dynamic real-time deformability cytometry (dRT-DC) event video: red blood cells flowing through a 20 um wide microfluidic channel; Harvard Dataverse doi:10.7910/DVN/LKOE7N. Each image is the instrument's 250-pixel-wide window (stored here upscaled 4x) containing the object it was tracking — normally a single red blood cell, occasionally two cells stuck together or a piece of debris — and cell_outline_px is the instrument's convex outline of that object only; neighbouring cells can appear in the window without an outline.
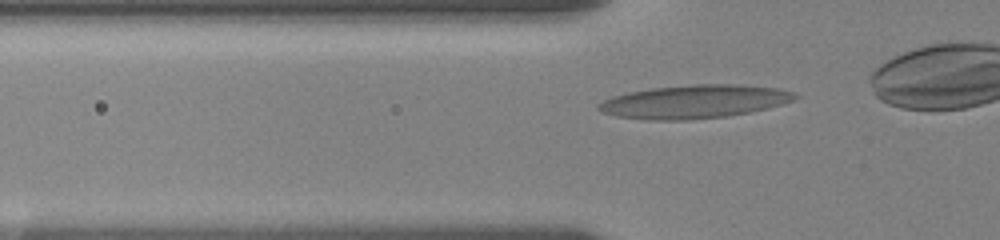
{"species": "human", "species_latin": "Homo sapiens", "temperature_condition": "room temperature", "stored_images_in_passage": 29, "camera_frame_rate_fps": 3000, "um_per_image_px": 0.085, "donor": {"sex": "female"}, "frame": {"image": 1, "passage_image": 6, "time_ms": 1.667, "image_size_px": [1000, 240], "cell_outline_px": [[800, 96], [792, 100], [768, 108], [728, 116], [688, 120], [648, 120], [616, 116], [604, 112], [596, 108], [596, 104], [612, 96], [628, 92], [652, 88], [696, 84], [736, 84], [780, 88], [796, 92]], "centroid_in_image_um": [59.02, 8.63], "position_along_channel_um": 66.8, "area_um2": 38.26}}
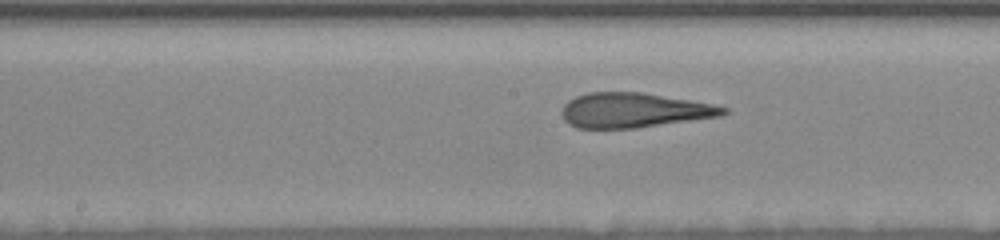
{"frame": {"image": 2, "passage_image": 17, "time_ms": 5.333, "image_size_px": [1000, 240], "cell_outline_px": [[728, 112], [724, 116], [636, 128], [576, 128], [568, 124], [564, 120], [560, 112], [564, 104], [568, 100], [576, 96], [588, 92], [640, 92], [712, 104], [728, 108]], "centroid_in_image_um": [53.86, 9.38], "position_along_channel_um": 194.3, "area_um2": 32.83}}
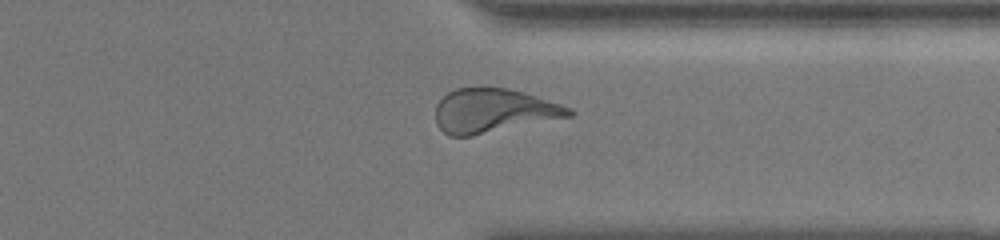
{"frame": {"image": 3, "passage_image": 28, "time_ms": 9.0, "image_size_px": [1000, 240], "cell_outline_px": [[576, 112], [572, 116], [472, 136], [448, 136], [436, 124], [436, 104], [448, 92], [456, 88], [508, 88], [524, 92], [572, 108]], "centroid_in_image_um": [41.95, 9.42], "position_along_channel_um": 369.4, "area_um2": 34.16}}